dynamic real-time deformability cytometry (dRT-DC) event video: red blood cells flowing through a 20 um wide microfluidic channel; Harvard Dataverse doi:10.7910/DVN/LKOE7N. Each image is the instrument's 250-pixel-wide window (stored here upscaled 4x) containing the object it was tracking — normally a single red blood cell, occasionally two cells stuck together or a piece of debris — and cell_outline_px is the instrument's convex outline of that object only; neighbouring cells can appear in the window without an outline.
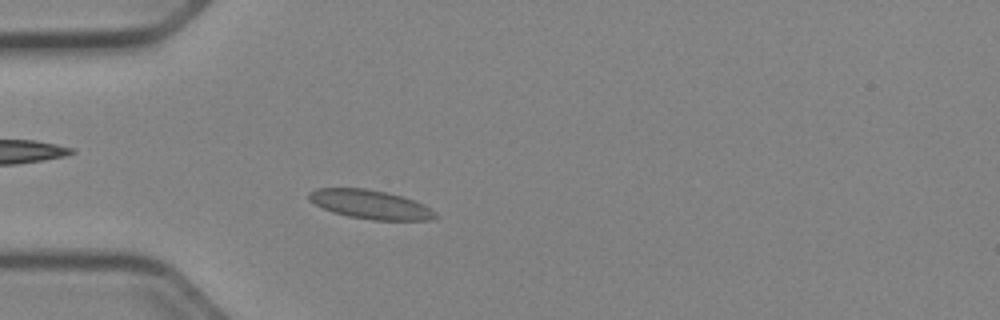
{"species": "Egyptian fruit bat (a non-hibernating species)", "species_latin": "Rousettus aegyptiacus", "temperature_condition": "cold", "stored_images_in_passage": 47, "camera_frame_rate_fps": 3000, "um_per_image_px": 0.085, "animal": {"sex": "female"}, "frame": {"image": 1, "passage_image": 10, "time_ms": 3.0, "image_size_px": [1000, 320], "cell_outline_px": [[440, 216], [432, 220], [372, 220], [348, 216], [332, 212], [308, 200], [308, 192], [316, 188], [364, 188], [388, 192], [424, 204], [436, 212]], "centroid_in_image_um": [31.49, 17.38], "position_along_channel_um": 53.5, "area_um2": 21.39}}
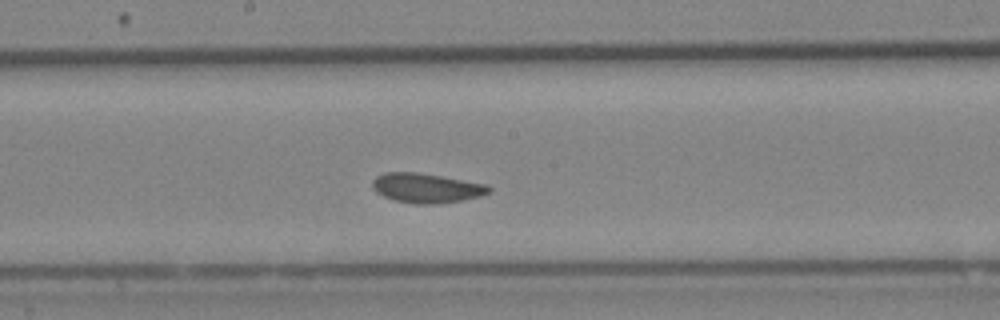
{"frame": {"image": 2, "passage_image": 23, "time_ms": 7.333, "image_size_px": [1000, 320], "cell_outline_px": [[492, 192], [480, 196], [464, 200], [440, 204], [416, 204], [392, 200], [376, 192], [372, 188], [372, 180], [376, 176], [384, 172], [416, 172], [488, 184], [492, 188]], "centroid_in_image_um": [36.26, 15.99], "position_along_channel_um": 211.9, "area_um2": 20.35}}
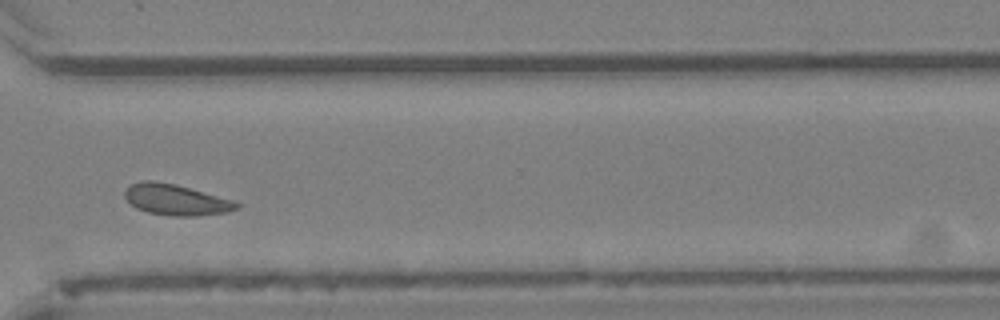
{"frame": {"image": 3, "passage_image": 34, "time_ms": 11.0, "image_size_px": [1000, 320], "cell_outline_px": [[240, 208], [228, 212], [196, 216], [172, 216], [148, 212], [136, 208], [124, 196], [124, 192], [132, 184], [144, 180], [152, 180], [176, 184], [236, 200], [240, 204]], "centroid_in_image_um": [15.02, 16.98], "position_along_channel_um": 355.6, "area_um2": 20.29}}